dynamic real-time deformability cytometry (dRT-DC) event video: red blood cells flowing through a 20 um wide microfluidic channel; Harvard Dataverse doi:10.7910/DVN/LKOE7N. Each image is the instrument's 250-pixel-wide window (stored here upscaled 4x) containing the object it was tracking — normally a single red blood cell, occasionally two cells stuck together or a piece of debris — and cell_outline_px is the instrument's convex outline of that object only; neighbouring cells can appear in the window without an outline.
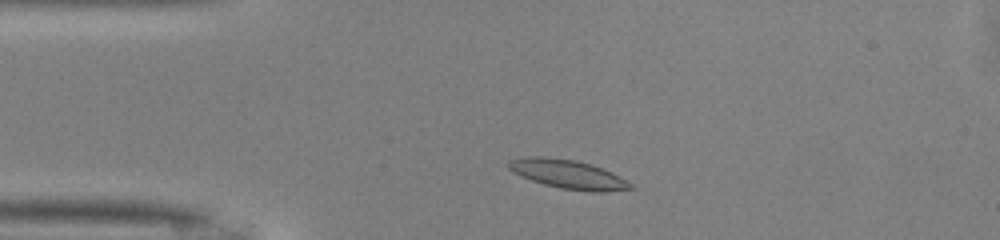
{"species": "common noctule bat (a hibernating species)", "species_latin": "Nyctalus noctula", "temperature_condition": "warm", "stored_images_in_passage": 44, "camera_frame_rate_fps": 3000, "um_per_image_px": 0.085, "animal": {"sex": "male", "body_mass_g": 13.0, "forearm_length_mm": 53.1}, "frame": {"image": 1, "passage_image": 5, "time_ms": 1.333, "image_size_px": [1000, 240], "cell_outline_px": [[636, 188], [604, 192], [592, 192], [560, 188], [544, 184], [520, 176], [512, 172], [508, 168], [508, 160], [524, 156], [544, 156], [576, 160], [592, 164], [612, 172], [628, 180]], "centroid_in_image_um": [48.29, 14.8], "position_along_channel_um": 36.7, "area_um2": 20.87}}
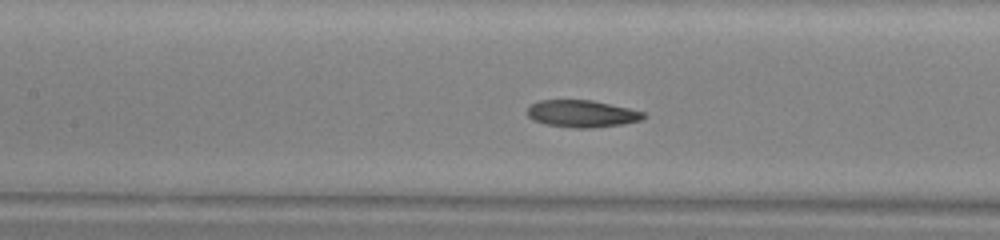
{"frame": {"image": 2, "passage_image": 16, "time_ms": 5.0, "image_size_px": [1000, 240], "cell_outline_px": [[648, 116], [640, 120], [624, 124], [588, 128], [576, 128], [544, 124], [532, 120], [528, 116], [528, 108], [532, 104], [540, 100], [592, 100], [628, 108], [644, 112]], "centroid_in_image_um": [49.47, 9.67], "position_along_channel_um": 157.9, "area_um2": 18.32}}
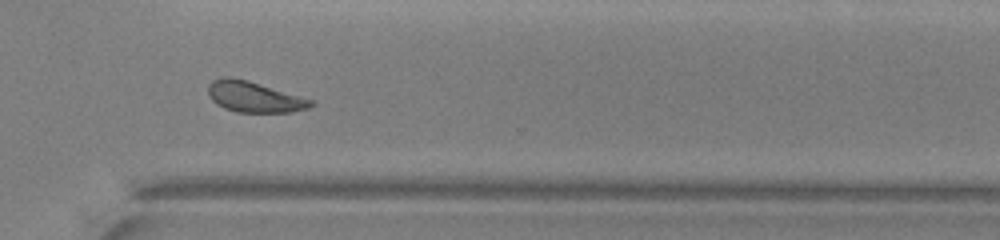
{"frame": {"image": 3, "passage_image": 30, "time_ms": 9.667, "image_size_px": [1000, 240], "cell_outline_px": [[316, 104], [308, 108], [292, 112], [236, 112], [224, 108], [216, 104], [208, 96], [208, 84], [212, 80], [224, 76], [228, 76], [248, 80], [312, 100]], "centroid_in_image_um": [21.56, 8.23], "position_along_channel_um": 349.0, "area_um2": 18.44}, "authors_computed_cell_mechanics": {"area_um2": 19.0162, "velocity_mm_per_s": 4.0952, "shape_relaxation_time_tau1_ms": 7.8077, "shape_relaxation_time_tau2_ms": 3.1708, "deformation_change_tau1": 0.1798, "deformation_change_tau2": 0.1108}}